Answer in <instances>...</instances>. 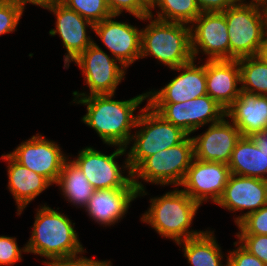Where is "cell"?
<instances>
[{"mask_svg": "<svg viewBox=\"0 0 267 266\" xmlns=\"http://www.w3.org/2000/svg\"><path fill=\"white\" fill-rule=\"evenodd\" d=\"M23 9H26L25 5L27 3L39 6L46 9L49 6H52L54 3L59 2L60 0H15Z\"/></svg>", "mask_w": 267, "mask_h": 266, "instance_id": "obj_37", "label": "cell"}, {"mask_svg": "<svg viewBox=\"0 0 267 266\" xmlns=\"http://www.w3.org/2000/svg\"><path fill=\"white\" fill-rule=\"evenodd\" d=\"M236 4L239 5H255L261 8L267 9V0H251V1H246V0H235Z\"/></svg>", "mask_w": 267, "mask_h": 266, "instance_id": "obj_39", "label": "cell"}, {"mask_svg": "<svg viewBox=\"0 0 267 266\" xmlns=\"http://www.w3.org/2000/svg\"><path fill=\"white\" fill-rule=\"evenodd\" d=\"M35 214L31 237L25 244L27 254L44 257L46 260H42V263L47 266L54 259L79 255L85 251L78 232L74 230L75 223L67 215L46 203L37 208Z\"/></svg>", "mask_w": 267, "mask_h": 266, "instance_id": "obj_2", "label": "cell"}, {"mask_svg": "<svg viewBox=\"0 0 267 266\" xmlns=\"http://www.w3.org/2000/svg\"><path fill=\"white\" fill-rule=\"evenodd\" d=\"M237 60L240 68L241 90L267 96V65L256 55Z\"/></svg>", "mask_w": 267, "mask_h": 266, "instance_id": "obj_27", "label": "cell"}, {"mask_svg": "<svg viewBox=\"0 0 267 266\" xmlns=\"http://www.w3.org/2000/svg\"><path fill=\"white\" fill-rule=\"evenodd\" d=\"M230 44V60L255 56L267 35V9L236 4L223 11Z\"/></svg>", "mask_w": 267, "mask_h": 266, "instance_id": "obj_7", "label": "cell"}, {"mask_svg": "<svg viewBox=\"0 0 267 266\" xmlns=\"http://www.w3.org/2000/svg\"><path fill=\"white\" fill-rule=\"evenodd\" d=\"M24 11L15 0H0V36L16 31Z\"/></svg>", "mask_w": 267, "mask_h": 266, "instance_id": "obj_29", "label": "cell"}, {"mask_svg": "<svg viewBox=\"0 0 267 266\" xmlns=\"http://www.w3.org/2000/svg\"><path fill=\"white\" fill-rule=\"evenodd\" d=\"M46 10L56 16L55 28L49 31V35L58 34L61 38L67 51L64 55V69H68L71 62L94 42L93 38L87 35L88 27L93 31L94 24L60 1L47 7Z\"/></svg>", "mask_w": 267, "mask_h": 266, "instance_id": "obj_14", "label": "cell"}, {"mask_svg": "<svg viewBox=\"0 0 267 266\" xmlns=\"http://www.w3.org/2000/svg\"><path fill=\"white\" fill-rule=\"evenodd\" d=\"M84 76L88 93L74 91V98L92 95L115 94L124 80L127 69L114 57H110L95 41L73 60Z\"/></svg>", "mask_w": 267, "mask_h": 266, "instance_id": "obj_9", "label": "cell"}, {"mask_svg": "<svg viewBox=\"0 0 267 266\" xmlns=\"http://www.w3.org/2000/svg\"><path fill=\"white\" fill-rule=\"evenodd\" d=\"M135 129L137 130L135 134L132 133L129 143L132 146H129V150L126 149L131 171L147 157L181 143L188 136L148 104L140 108Z\"/></svg>", "mask_w": 267, "mask_h": 266, "instance_id": "obj_6", "label": "cell"}, {"mask_svg": "<svg viewBox=\"0 0 267 266\" xmlns=\"http://www.w3.org/2000/svg\"><path fill=\"white\" fill-rule=\"evenodd\" d=\"M69 159L68 157L64 161L55 185L59 186L62 195H64L68 203L70 202L71 205L84 209L95 189L72 159Z\"/></svg>", "mask_w": 267, "mask_h": 266, "instance_id": "obj_25", "label": "cell"}, {"mask_svg": "<svg viewBox=\"0 0 267 266\" xmlns=\"http://www.w3.org/2000/svg\"><path fill=\"white\" fill-rule=\"evenodd\" d=\"M138 197L137 189H96L84 209L99 225L111 227L124 218Z\"/></svg>", "mask_w": 267, "mask_h": 266, "instance_id": "obj_21", "label": "cell"}, {"mask_svg": "<svg viewBox=\"0 0 267 266\" xmlns=\"http://www.w3.org/2000/svg\"><path fill=\"white\" fill-rule=\"evenodd\" d=\"M123 155L127 156V151L121 146H117L116 150L109 155L87 146L80 150L78 156L72 161L83 172L95 190L137 189L132 181L128 157L125 158L122 165L115 160ZM125 171L128 174L126 176H124Z\"/></svg>", "mask_w": 267, "mask_h": 266, "instance_id": "obj_8", "label": "cell"}, {"mask_svg": "<svg viewBox=\"0 0 267 266\" xmlns=\"http://www.w3.org/2000/svg\"><path fill=\"white\" fill-rule=\"evenodd\" d=\"M237 242L267 265V235L236 234Z\"/></svg>", "mask_w": 267, "mask_h": 266, "instance_id": "obj_33", "label": "cell"}, {"mask_svg": "<svg viewBox=\"0 0 267 266\" xmlns=\"http://www.w3.org/2000/svg\"><path fill=\"white\" fill-rule=\"evenodd\" d=\"M214 236V231L206 230L197 237L176 244L183 248V255L190 266H227V256L226 264H222L224 254Z\"/></svg>", "mask_w": 267, "mask_h": 266, "instance_id": "obj_24", "label": "cell"}, {"mask_svg": "<svg viewBox=\"0 0 267 266\" xmlns=\"http://www.w3.org/2000/svg\"><path fill=\"white\" fill-rule=\"evenodd\" d=\"M267 204V181L254 177L230 174L223 194L216 205L229 212H242L234 217L238 225L247 215L259 210Z\"/></svg>", "mask_w": 267, "mask_h": 266, "instance_id": "obj_15", "label": "cell"}, {"mask_svg": "<svg viewBox=\"0 0 267 266\" xmlns=\"http://www.w3.org/2000/svg\"><path fill=\"white\" fill-rule=\"evenodd\" d=\"M86 253V250L83 253L78 255L69 256L66 258L54 259L47 266H112L111 261L109 260H95L87 258L86 256H81Z\"/></svg>", "mask_w": 267, "mask_h": 266, "instance_id": "obj_35", "label": "cell"}, {"mask_svg": "<svg viewBox=\"0 0 267 266\" xmlns=\"http://www.w3.org/2000/svg\"><path fill=\"white\" fill-rule=\"evenodd\" d=\"M198 62L171 69L182 72L160 90L147 91V103H180L206 95L205 62Z\"/></svg>", "mask_w": 267, "mask_h": 266, "instance_id": "obj_17", "label": "cell"}, {"mask_svg": "<svg viewBox=\"0 0 267 266\" xmlns=\"http://www.w3.org/2000/svg\"><path fill=\"white\" fill-rule=\"evenodd\" d=\"M148 7H150L152 5V3L154 2V0H142Z\"/></svg>", "mask_w": 267, "mask_h": 266, "instance_id": "obj_40", "label": "cell"}, {"mask_svg": "<svg viewBox=\"0 0 267 266\" xmlns=\"http://www.w3.org/2000/svg\"><path fill=\"white\" fill-rule=\"evenodd\" d=\"M225 116L243 137L267 131V96L241 90L239 97L225 110Z\"/></svg>", "mask_w": 267, "mask_h": 266, "instance_id": "obj_22", "label": "cell"}, {"mask_svg": "<svg viewBox=\"0 0 267 266\" xmlns=\"http://www.w3.org/2000/svg\"><path fill=\"white\" fill-rule=\"evenodd\" d=\"M114 95L74 98L73 103L86 105L87 113L81 121L94 129L103 143L128 149L132 129H135L139 117L134 111L147 100V92L122 101L114 100Z\"/></svg>", "mask_w": 267, "mask_h": 266, "instance_id": "obj_1", "label": "cell"}, {"mask_svg": "<svg viewBox=\"0 0 267 266\" xmlns=\"http://www.w3.org/2000/svg\"><path fill=\"white\" fill-rule=\"evenodd\" d=\"M60 2L93 24L112 16L105 0H60Z\"/></svg>", "mask_w": 267, "mask_h": 266, "instance_id": "obj_28", "label": "cell"}, {"mask_svg": "<svg viewBox=\"0 0 267 266\" xmlns=\"http://www.w3.org/2000/svg\"><path fill=\"white\" fill-rule=\"evenodd\" d=\"M175 188L160 197L150 198V206L142 214L141 221L151 226L161 237L178 243L197 237L204 231L190 230L201 205L181 188Z\"/></svg>", "mask_w": 267, "mask_h": 266, "instance_id": "obj_3", "label": "cell"}, {"mask_svg": "<svg viewBox=\"0 0 267 266\" xmlns=\"http://www.w3.org/2000/svg\"><path fill=\"white\" fill-rule=\"evenodd\" d=\"M147 104L188 135L204 125L220 122L225 117V109L207 94L180 103Z\"/></svg>", "mask_w": 267, "mask_h": 266, "instance_id": "obj_10", "label": "cell"}, {"mask_svg": "<svg viewBox=\"0 0 267 266\" xmlns=\"http://www.w3.org/2000/svg\"><path fill=\"white\" fill-rule=\"evenodd\" d=\"M201 12H223L236 5L235 0H196Z\"/></svg>", "mask_w": 267, "mask_h": 266, "instance_id": "obj_36", "label": "cell"}, {"mask_svg": "<svg viewBox=\"0 0 267 266\" xmlns=\"http://www.w3.org/2000/svg\"><path fill=\"white\" fill-rule=\"evenodd\" d=\"M159 8L157 15L152 10ZM149 16L167 22H178L190 25L202 12L196 0H154L149 7Z\"/></svg>", "mask_w": 267, "mask_h": 266, "instance_id": "obj_26", "label": "cell"}, {"mask_svg": "<svg viewBox=\"0 0 267 266\" xmlns=\"http://www.w3.org/2000/svg\"><path fill=\"white\" fill-rule=\"evenodd\" d=\"M233 244L237 248L230 250L227 254V266H267L255 255L244 249L237 241Z\"/></svg>", "mask_w": 267, "mask_h": 266, "instance_id": "obj_34", "label": "cell"}, {"mask_svg": "<svg viewBox=\"0 0 267 266\" xmlns=\"http://www.w3.org/2000/svg\"><path fill=\"white\" fill-rule=\"evenodd\" d=\"M149 21L141 31L140 59L152 56L173 69L193 60L191 51L190 25L167 22L146 16Z\"/></svg>", "mask_w": 267, "mask_h": 266, "instance_id": "obj_4", "label": "cell"}, {"mask_svg": "<svg viewBox=\"0 0 267 266\" xmlns=\"http://www.w3.org/2000/svg\"><path fill=\"white\" fill-rule=\"evenodd\" d=\"M8 154L22 166L44 176L52 185L58 181L62 165L68 158L57 142L40 133L21 142Z\"/></svg>", "mask_w": 267, "mask_h": 266, "instance_id": "obj_12", "label": "cell"}, {"mask_svg": "<svg viewBox=\"0 0 267 266\" xmlns=\"http://www.w3.org/2000/svg\"><path fill=\"white\" fill-rule=\"evenodd\" d=\"M1 159L7 161V186L16 202L17 215H21L27 205L52 184L44 176L22 166L8 153L2 154Z\"/></svg>", "mask_w": 267, "mask_h": 266, "instance_id": "obj_23", "label": "cell"}, {"mask_svg": "<svg viewBox=\"0 0 267 266\" xmlns=\"http://www.w3.org/2000/svg\"><path fill=\"white\" fill-rule=\"evenodd\" d=\"M112 15L120 16L123 12L143 20L149 16V7L142 0H105Z\"/></svg>", "mask_w": 267, "mask_h": 266, "instance_id": "obj_31", "label": "cell"}, {"mask_svg": "<svg viewBox=\"0 0 267 266\" xmlns=\"http://www.w3.org/2000/svg\"><path fill=\"white\" fill-rule=\"evenodd\" d=\"M230 174L228 164L194 158L179 187H184L182 190L200 205L207 201L216 204Z\"/></svg>", "mask_w": 267, "mask_h": 266, "instance_id": "obj_13", "label": "cell"}, {"mask_svg": "<svg viewBox=\"0 0 267 266\" xmlns=\"http://www.w3.org/2000/svg\"><path fill=\"white\" fill-rule=\"evenodd\" d=\"M190 136L173 147L147 157L132 171V181L137 188L138 196L148 194L142 180L163 187L181 185L194 159V144Z\"/></svg>", "mask_w": 267, "mask_h": 266, "instance_id": "obj_5", "label": "cell"}, {"mask_svg": "<svg viewBox=\"0 0 267 266\" xmlns=\"http://www.w3.org/2000/svg\"><path fill=\"white\" fill-rule=\"evenodd\" d=\"M256 56L267 65V35L264 37Z\"/></svg>", "mask_w": 267, "mask_h": 266, "instance_id": "obj_38", "label": "cell"}, {"mask_svg": "<svg viewBox=\"0 0 267 266\" xmlns=\"http://www.w3.org/2000/svg\"><path fill=\"white\" fill-rule=\"evenodd\" d=\"M230 173L267 181V131L236 142L228 163Z\"/></svg>", "mask_w": 267, "mask_h": 266, "instance_id": "obj_19", "label": "cell"}, {"mask_svg": "<svg viewBox=\"0 0 267 266\" xmlns=\"http://www.w3.org/2000/svg\"><path fill=\"white\" fill-rule=\"evenodd\" d=\"M22 253H27L26 245L19 248L16 237L0 235V266H12L22 261Z\"/></svg>", "mask_w": 267, "mask_h": 266, "instance_id": "obj_32", "label": "cell"}, {"mask_svg": "<svg viewBox=\"0 0 267 266\" xmlns=\"http://www.w3.org/2000/svg\"><path fill=\"white\" fill-rule=\"evenodd\" d=\"M205 76L207 95L226 110L241 92L238 60H205Z\"/></svg>", "mask_w": 267, "mask_h": 266, "instance_id": "obj_20", "label": "cell"}, {"mask_svg": "<svg viewBox=\"0 0 267 266\" xmlns=\"http://www.w3.org/2000/svg\"><path fill=\"white\" fill-rule=\"evenodd\" d=\"M240 138L241 133L237 126L225 116L220 122L209 125L202 134L192 136L194 158L228 164Z\"/></svg>", "mask_w": 267, "mask_h": 266, "instance_id": "obj_18", "label": "cell"}, {"mask_svg": "<svg viewBox=\"0 0 267 266\" xmlns=\"http://www.w3.org/2000/svg\"><path fill=\"white\" fill-rule=\"evenodd\" d=\"M119 16L112 15L94 24L93 31L100 38L111 56L128 68L141 55V31L136 26L117 21Z\"/></svg>", "mask_w": 267, "mask_h": 266, "instance_id": "obj_16", "label": "cell"}, {"mask_svg": "<svg viewBox=\"0 0 267 266\" xmlns=\"http://www.w3.org/2000/svg\"><path fill=\"white\" fill-rule=\"evenodd\" d=\"M191 51L196 61L199 53L206 60H230V44L223 12H202L190 24ZM200 49V50H199Z\"/></svg>", "mask_w": 267, "mask_h": 266, "instance_id": "obj_11", "label": "cell"}, {"mask_svg": "<svg viewBox=\"0 0 267 266\" xmlns=\"http://www.w3.org/2000/svg\"><path fill=\"white\" fill-rule=\"evenodd\" d=\"M237 227L236 234L267 235V204L247 215Z\"/></svg>", "mask_w": 267, "mask_h": 266, "instance_id": "obj_30", "label": "cell"}]
</instances>
